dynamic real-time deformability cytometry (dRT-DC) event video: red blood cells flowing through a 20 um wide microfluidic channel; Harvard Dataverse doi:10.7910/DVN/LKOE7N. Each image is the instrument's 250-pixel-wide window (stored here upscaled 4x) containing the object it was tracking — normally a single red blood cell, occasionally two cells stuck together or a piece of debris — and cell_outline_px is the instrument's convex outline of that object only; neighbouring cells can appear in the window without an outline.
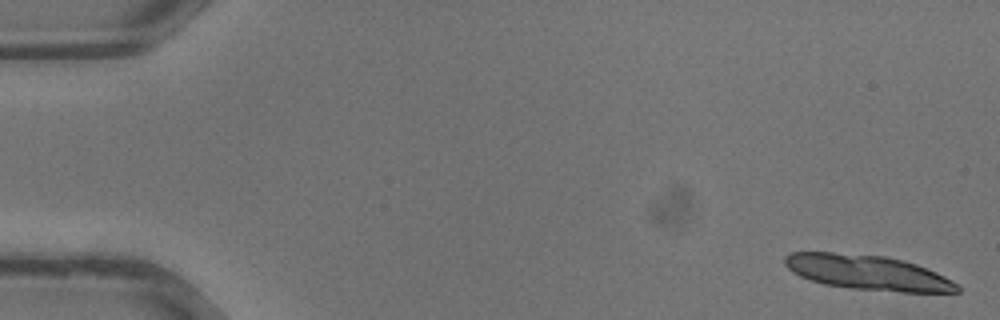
{"species": "common noctule bat (a hibernating species)", "species_latin": "Nyctalus noctula", "temperature_condition": "warm", "stored_images_in_passage": 35, "camera_frame_rate_fps": 3000, "um_per_image_px": 0.085, "animal": {"sex": "male", "body_mass_g": 13.3}, "frame": {"image": 1, "passage_image": 1, "time_ms": 0.0, "image_size_px": [1000, 320], "cell_outline_px": [[960, 292], [900, 292], [852, 288], [824, 284], [800, 276], [792, 272], [784, 264], [784, 256], [788, 252], [832, 252], [884, 256], [904, 260], [928, 268], [960, 284]], "centroid_in_image_um": [73.77, 23.16], "position_along_channel_um": 11.2, "area_um2": 35.14}}
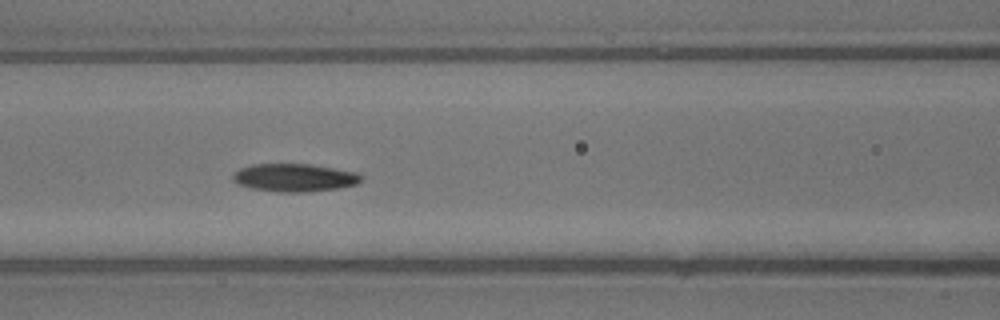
{"frame": {"image": 2, "passage_image": 16, "time_ms": 5.0, "image_size_px": [1000, 320], "cell_outline_px": [[364, 176], [356, 184], [340, 188], [308, 192], [276, 192], [252, 188], [240, 184], [232, 180], [232, 176], [240, 168], [252, 164], [312, 164], [360, 172]], "centroid_in_image_um": [25.09, 15.09], "position_along_channel_um": 141.5, "area_um2": 21.1}}
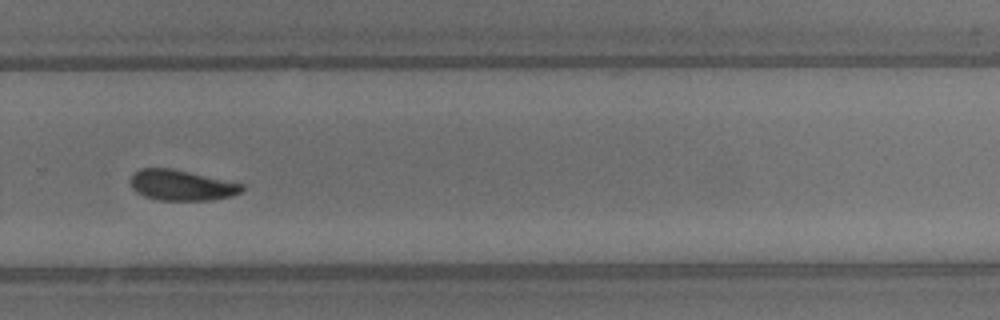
{"frame": {"image": 3, "passage_image": 25, "time_ms": 8.0, "image_size_px": [1000, 320], "cell_outline_px": [[244, 192], [232, 196], [208, 200], [160, 200], [144, 196], [136, 192], [132, 188], [128, 180], [140, 168], [172, 168], [244, 184]], "centroid_in_image_um": [15.43, 15.74], "position_along_channel_um": 314.4, "area_um2": 19.94}}